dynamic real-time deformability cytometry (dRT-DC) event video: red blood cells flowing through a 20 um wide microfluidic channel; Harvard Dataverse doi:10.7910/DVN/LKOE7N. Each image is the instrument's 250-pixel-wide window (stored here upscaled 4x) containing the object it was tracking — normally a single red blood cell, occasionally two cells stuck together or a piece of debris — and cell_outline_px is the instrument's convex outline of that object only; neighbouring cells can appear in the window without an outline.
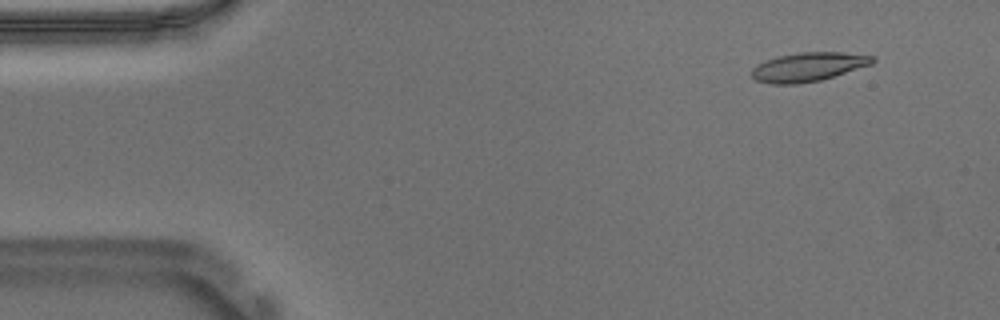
{"species": "Egyptian fruit bat (a non-hibernating species)", "species_latin": "Rousettus aegyptiacus", "temperature_condition": "warm", "stored_images_in_passage": 54, "camera_frame_rate_fps": 3000, "um_per_image_px": 0.085, "animal": {"sex": "male"}, "frame": {"image": 1, "passage_image": 5, "time_ms": 1.333, "image_size_px": [1000, 320], "cell_outline_px": [[876, 60], [872, 64], [820, 80], [796, 84], [772, 84], [756, 80], [752, 76], [752, 68], [756, 64], [776, 56], [800, 52], [844, 52], [876, 56]], "centroid_in_image_um": [68.7, 5.67], "position_along_channel_um": 16.3, "area_um2": 20.4}}
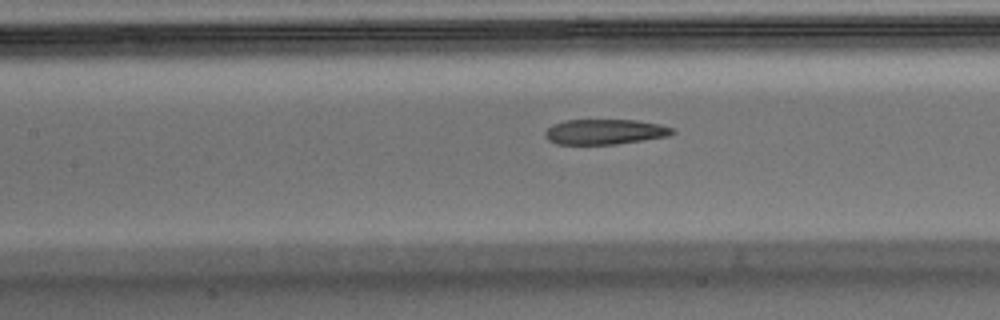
{"frame": {"image": 2, "passage_image": 24, "time_ms": 7.667, "image_size_px": [1000, 320], "cell_outline_px": [[676, 132], [668, 136], [616, 144], [556, 144], [548, 140], [544, 136], [544, 132], [552, 124], [564, 120], [636, 120], [660, 124], [672, 128]], "centroid_in_image_um": [51.38, 11.2], "position_along_channel_um": 156.0, "area_um2": 18.73}}
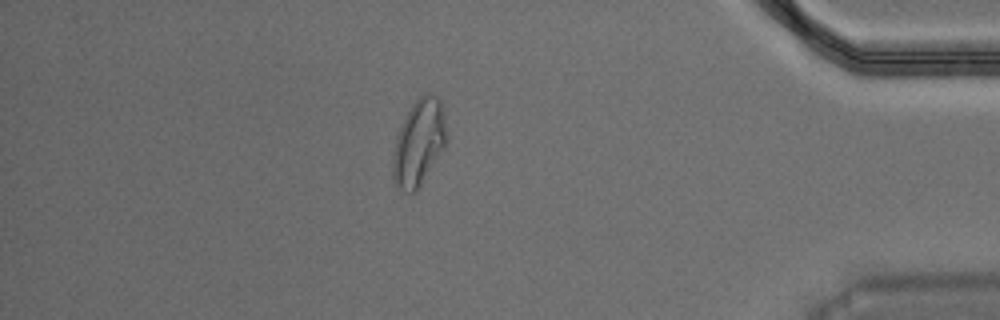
{"frame": {"image": 3, "passage_image": 47, "time_ms": 15.333, "image_size_px": [1000, 320], "cell_outline_px": [[448, 136], [444, 148], [416, 192], [404, 192], [396, 184], [392, 176], [392, 156], [396, 136], [412, 104], [420, 96], [428, 92], [436, 96], [440, 100], [444, 116]], "centroid_in_image_um": [35.6, 12.13], "position_along_channel_um": 399.6, "area_um2": 26.88}, "authors_computed_cell_mechanics": {"area_um2": 20.2878, "velocity_mm_per_s": 3.6903, "shape_relaxation_time_tau1_ms": null, "shape_relaxation_time_tau2_ms": 1.7122, "deformation_change_tau1": null, "deformation_change_tau2": 0.0897}}